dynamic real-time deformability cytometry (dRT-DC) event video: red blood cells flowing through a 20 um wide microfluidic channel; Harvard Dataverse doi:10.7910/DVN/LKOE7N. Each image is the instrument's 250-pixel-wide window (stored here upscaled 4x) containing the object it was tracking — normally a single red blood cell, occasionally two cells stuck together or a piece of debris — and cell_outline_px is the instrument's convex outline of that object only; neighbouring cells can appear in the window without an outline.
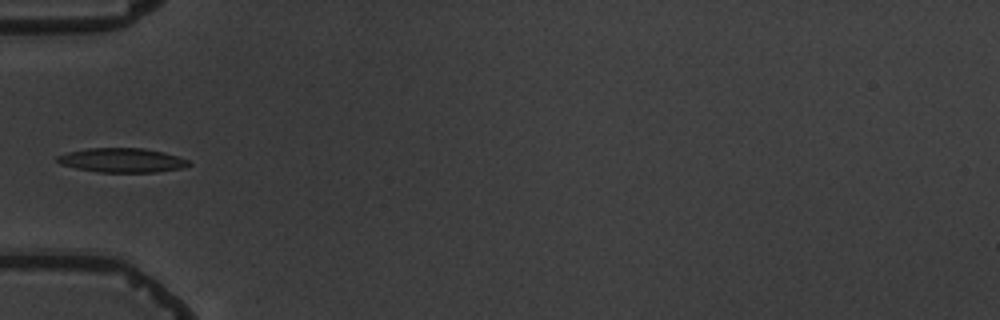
{"species": "common noctule bat (a hibernating species)", "species_latin": "Nyctalus noctula", "temperature_condition": "warm", "stored_images_in_passage": 6, "camera_frame_rate_fps": 3000, "um_per_image_px": 0.085, "animal": {"sex": "male", "body_mass_g": 19.5, "forearm_length_mm": 54.6}, "frame": {"image": 1, "passage_image": 5, "time_ms": 4.667, "image_size_px": [1000, 320], "cell_outline_px": [[192, 164], [180, 168], [156, 172], [100, 172], [76, 168], [60, 164], [56, 160], [56, 156], [68, 152], [88, 148], [144, 148], [164, 152], [188, 160]], "centroid_in_image_um": [10.35, 13.61], "position_along_channel_um": 74.6, "area_um2": 18.5}}